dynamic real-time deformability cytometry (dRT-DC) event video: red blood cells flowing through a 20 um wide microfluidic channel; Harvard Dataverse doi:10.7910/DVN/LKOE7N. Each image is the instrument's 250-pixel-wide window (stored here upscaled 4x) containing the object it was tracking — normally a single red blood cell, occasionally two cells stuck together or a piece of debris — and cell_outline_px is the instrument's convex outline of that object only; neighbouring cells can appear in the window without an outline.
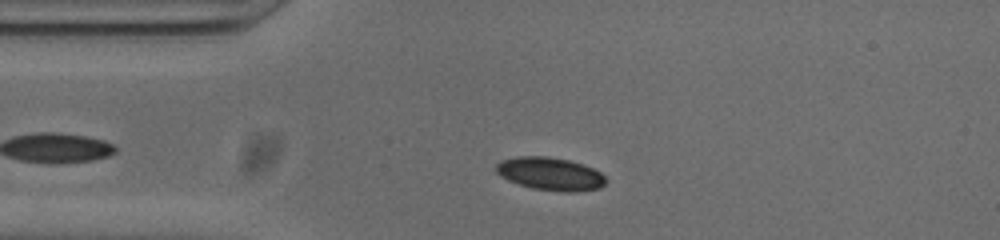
{"species": "common noctule bat (a hibernating species)", "species_latin": "Nyctalus noctula", "temperature_condition": "cold", "stored_images_in_passage": 48, "camera_frame_rate_fps": 3000, "um_per_image_px": 0.085, "animal": {"sex": "male", "body_mass_g": 20.0, "forearm_length_mm": 53.3}, "frame": {"image": 1, "passage_image": 7, "time_ms": 2.0, "image_size_px": [1000, 240], "cell_outline_px": [[608, 180], [600, 188], [572, 192], [564, 192], [532, 188], [508, 180], [500, 176], [496, 172], [496, 164], [500, 160], [520, 156], [544, 156], [568, 160], [592, 168], [600, 172]], "centroid_in_image_um": [46.76, 14.78], "position_along_channel_um": 38.2, "area_um2": 20.92}}
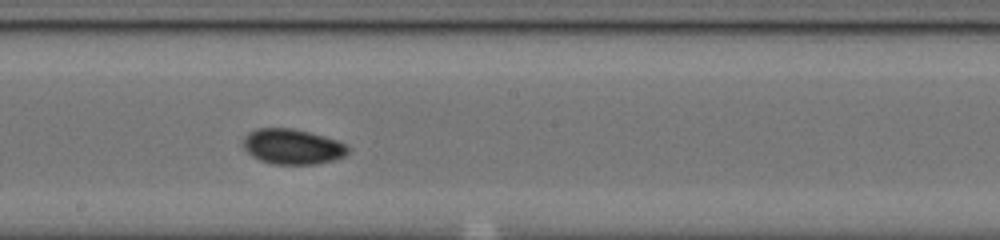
{"frame": {"image": 2, "passage_image": 23, "time_ms": 7.333, "image_size_px": [1000, 240], "cell_outline_px": [[352, 148], [344, 156], [332, 160], [316, 164], [272, 164], [260, 160], [252, 156], [244, 148], [244, 136], [248, 132], [256, 128], [292, 128], [324, 136], [348, 144]], "centroid_in_image_um": [24.87, 12.46], "position_along_channel_um": 223.3, "area_um2": 21.62}}
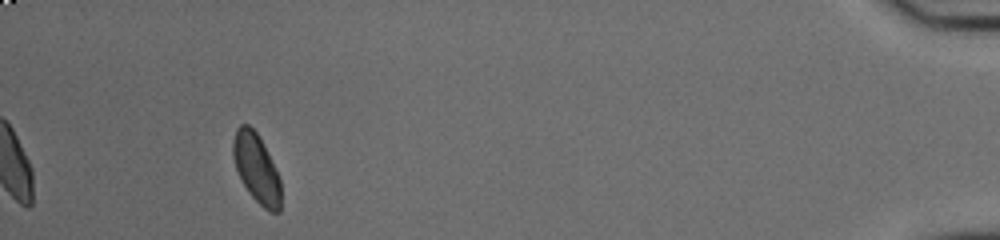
{"frame": {"image": 3, "passage_image": 44, "time_ms": 14.333, "image_size_px": [1000, 240], "cell_outline_px": [[280, 212], [268, 212], [252, 196], [244, 184], [236, 168], [232, 156], [232, 144], [236, 128], [240, 124], [248, 124], [256, 132], [280, 180]], "centroid_in_image_um": [21.77, 14.3], "position_along_channel_um": 413.4, "area_um2": 18.61}, "authors_computed_cell_mechanics": {"area_um2": 20.3745, "velocity_mm_per_s": 3.8297, "shape_relaxation_time_tau1_ms": 4.1035, "shape_relaxation_time_tau2_ms": 2.4788, "deformation_change_tau1": 0.1126, "deformation_change_tau2": 0.0464}}